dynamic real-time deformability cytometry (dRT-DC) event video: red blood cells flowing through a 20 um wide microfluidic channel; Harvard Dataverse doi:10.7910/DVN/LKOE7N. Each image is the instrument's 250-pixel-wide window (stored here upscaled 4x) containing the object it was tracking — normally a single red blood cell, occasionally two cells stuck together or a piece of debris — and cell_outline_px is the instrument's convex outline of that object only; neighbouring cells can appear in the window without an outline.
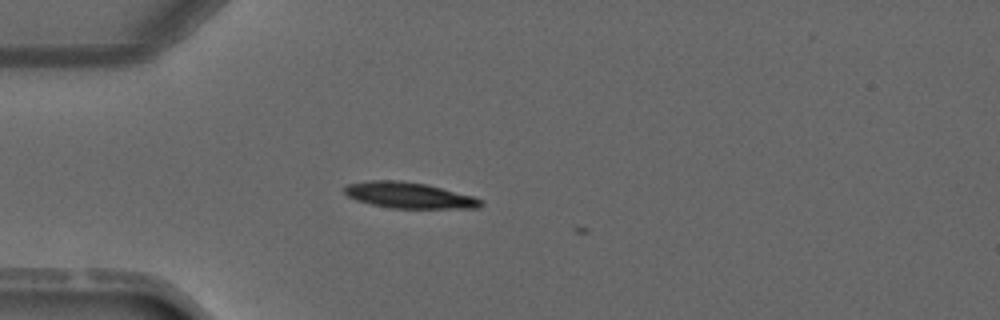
{"species": "common noctule bat (a hibernating species)", "species_latin": "Nyctalus noctula", "temperature_condition": "warm", "stored_images_in_passage": 5, "camera_frame_rate_fps": 3000, "um_per_image_px": 0.085, "animal": {"sex": "male", "forearm_length_mm": 52.5}, "frame": {"image": 1, "passage_image": 4, "time_ms": 3.667, "image_size_px": [1000, 320], "cell_outline_px": [[484, 204], [480, 208], [392, 208], [372, 204], [356, 200], [348, 196], [344, 192], [344, 188], [348, 184], [368, 180], [400, 180], [428, 184], [472, 196], [484, 200]], "centroid_in_image_um": [34.79, 16.59], "position_along_channel_um": 50.2, "area_um2": 20.69}}